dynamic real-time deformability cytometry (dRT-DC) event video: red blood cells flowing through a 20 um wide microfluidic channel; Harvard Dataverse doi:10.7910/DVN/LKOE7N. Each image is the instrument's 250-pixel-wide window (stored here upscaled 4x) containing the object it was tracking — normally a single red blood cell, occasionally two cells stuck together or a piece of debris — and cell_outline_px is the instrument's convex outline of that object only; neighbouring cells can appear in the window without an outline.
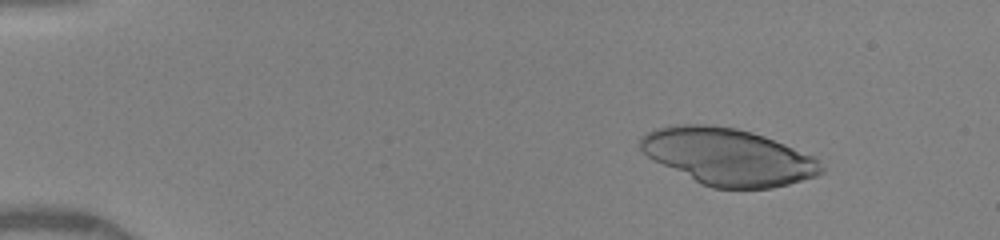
{"species": "human", "species_latin": "Homo sapiens", "temperature_condition": "warm", "stored_images_in_passage": 49, "camera_frame_rate_fps": 3000, "um_per_image_px": 0.085, "donor": {"sex": "female"}, "frame": {"image": 1, "passage_image": 7, "time_ms": 2.0, "image_size_px": [1000, 240], "cell_outline_px": [[824, 172], [816, 176], [788, 184], [772, 188], [712, 188], [700, 184], [652, 160], [640, 148], [640, 136], [656, 128], [676, 124], [704, 124], [736, 128], [752, 132], [764, 136], [816, 156], [824, 168]], "centroid_in_image_um": [61.89, 13.32], "position_along_channel_um": 23.1, "area_um2": 60.05}}